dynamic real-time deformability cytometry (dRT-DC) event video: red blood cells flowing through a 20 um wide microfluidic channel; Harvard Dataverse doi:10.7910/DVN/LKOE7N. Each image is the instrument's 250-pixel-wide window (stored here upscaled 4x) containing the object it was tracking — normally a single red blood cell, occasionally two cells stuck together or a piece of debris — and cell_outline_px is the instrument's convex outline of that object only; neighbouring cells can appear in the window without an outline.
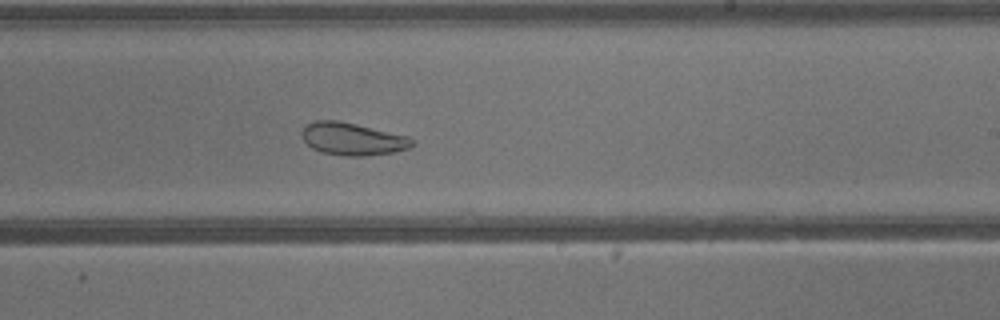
{"species": "common noctule bat (a hibernating species)", "species_latin": "Nyctalus noctula", "temperature_condition": "warm", "stored_images_in_passage": 26, "camera_frame_rate_fps": 3000, "um_per_image_px": 0.085, "animal": {"sex": "male", "body_mass_g": 13.3}, "frame": {"image": 1, "passage_image": 12, "time_ms": 3.667, "image_size_px": [1000, 320], "cell_outline_px": [[416, 144], [408, 148], [392, 152], [368, 156], [344, 156], [324, 152], [312, 148], [304, 140], [300, 132], [304, 124], [312, 120], [340, 120], [408, 136], [416, 140]], "centroid_in_image_um": [29.95, 11.79], "position_along_channel_um": 259.0, "area_um2": 21.15}}
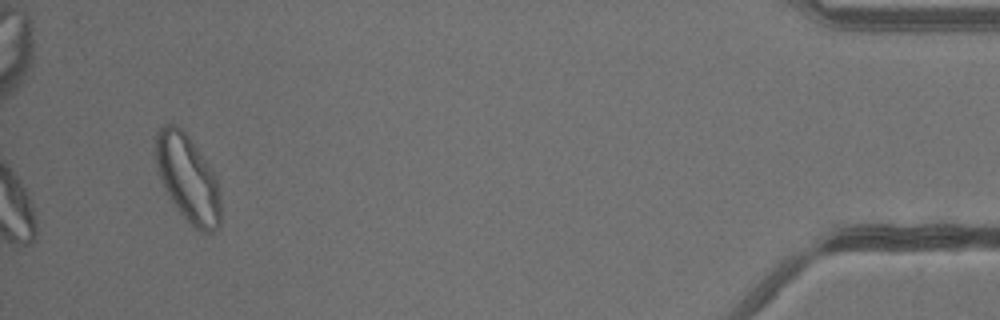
{"frame": {"image": 2, "passage_image": 26, "time_ms": 8.333, "image_size_px": [1000, 320], "cell_outline_px": [[220, 224], [212, 232], [200, 232], [192, 228], [176, 208], [168, 196], [160, 176], [156, 164], [156, 136], [160, 128], [164, 124], [176, 124], [192, 140], [216, 176], [220, 192]], "centroid_in_image_um": [15.98, 15.2], "position_along_channel_um": 419.2, "area_um2": 32.95}}